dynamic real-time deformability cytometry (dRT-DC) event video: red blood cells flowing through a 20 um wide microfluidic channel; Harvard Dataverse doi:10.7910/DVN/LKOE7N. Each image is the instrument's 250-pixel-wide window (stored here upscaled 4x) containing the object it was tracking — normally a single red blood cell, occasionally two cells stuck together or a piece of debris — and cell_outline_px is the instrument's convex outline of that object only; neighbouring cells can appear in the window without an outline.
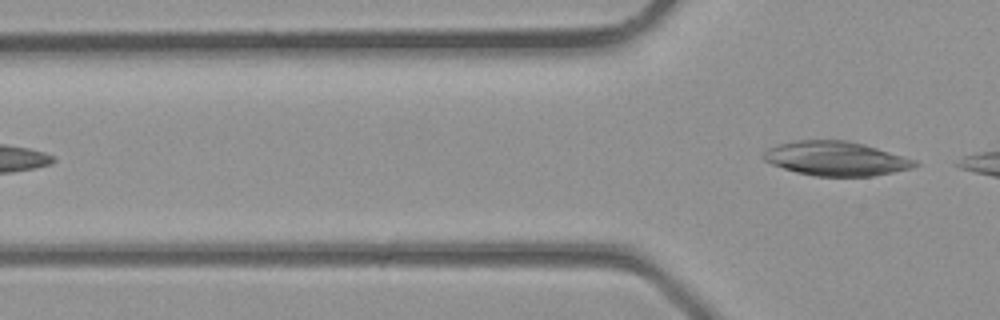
{"species": "common noctule bat (a hibernating species)", "species_latin": "Nyctalus noctula", "temperature_condition": "room temperature", "stored_images_in_passage": 4, "camera_frame_rate_fps": 3000, "um_per_image_px": 0.085, "animal": {"sex": "male", "body_mass_g": 23.1, "forearm_length_mm": 52.7}, "frame": {"image": 1, "passage_image": 4, "time_ms": 1.0, "image_size_px": [1000, 320], "cell_outline_px": [[920, 164], [912, 168], [872, 176], [816, 176], [796, 172], [772, 164], [764, 160], [760, 156], [768, 148], [780, 144], [796, 140], [848, 140], [864, 144], [916, 160]], "centroid_in_image_um": [71.04, 13.47], "position_along_channel_um": 54.8, "area_um2": 30.06}}